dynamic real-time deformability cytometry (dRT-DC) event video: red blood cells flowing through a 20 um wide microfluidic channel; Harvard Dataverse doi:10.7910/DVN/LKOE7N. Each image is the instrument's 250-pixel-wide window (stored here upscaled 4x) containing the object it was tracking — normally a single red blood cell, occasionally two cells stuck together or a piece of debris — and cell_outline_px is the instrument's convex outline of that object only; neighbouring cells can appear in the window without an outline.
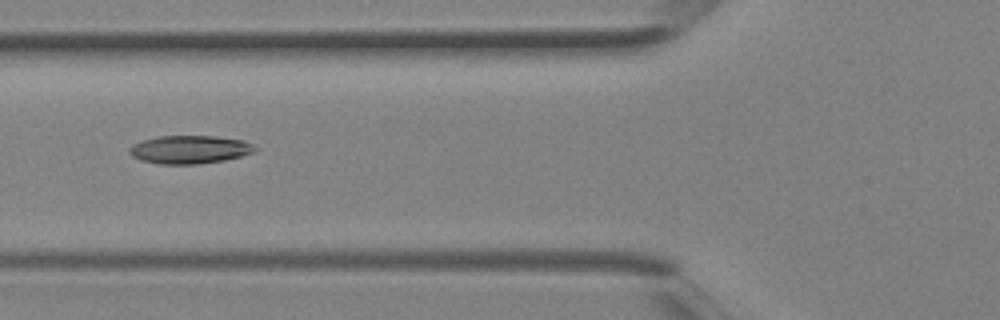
{"species": "Egyptian fruit bat (a non-hibernating species)", "species_latin": "Rousettus aegyptiacus", "temperature_condition": "room temperature", "stored_images_in_passage": 2, "camera_frame_rate_fps": 3000, "um_per_image_px": 0.085, "animal": {"sex": "female"}, "frame": {"image": 1, "passage_image": 2, "time_ms": 0.333, "image_size_px": [1000, 320], "cell_outline_px": [[260, 148], [252, 152], [240, 156], [224, 160], [196, 164], [160, 164], [140, 160], [132, 156], [128, 152], [128, 148], [132, 144], [156, 136], [216, 136], [244, 140]], "centroid_in_image_um": [16.1, 12.7], "position_along_channel_um": 109.7, "area_um2": 20.69}}